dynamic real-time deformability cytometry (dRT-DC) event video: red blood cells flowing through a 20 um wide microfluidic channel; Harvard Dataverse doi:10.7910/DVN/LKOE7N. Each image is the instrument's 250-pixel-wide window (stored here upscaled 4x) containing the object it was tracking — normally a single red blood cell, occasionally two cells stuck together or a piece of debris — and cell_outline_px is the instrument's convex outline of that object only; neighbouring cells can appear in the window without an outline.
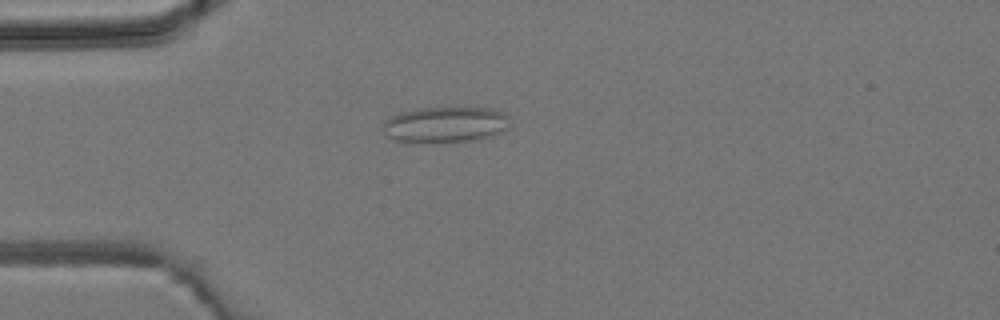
{"species": "common noctule bat (a hibernating species)", "species_latin": "Nyctalus noctula", "temperature_condition": "room temperature", "stored_images_in_passage": 5, "camera_frame_rate_fps": 3000, "um_per_image_px": 0.085, "animal": {"sex": "male", "body_mass_g": 19.2, "forearm_length_mm": 51.8}, "frame": {"image": 1, "passage_image": 4, "time_ms": 3.667, "image_size_px": [1000, 320], "cell_outline_px": [[508, 128], [492, 136], [480, 140], [436, 144], [424, 144], [396, 140], [384, 136], [384, 120], [400, 112], [420, 108], [492, 108], [504, 112], [508, 116]], "centroid_in_image_um": [37.84, 10.63], "position_along_channel_um": 47.2, "area_um2": 27.22}}